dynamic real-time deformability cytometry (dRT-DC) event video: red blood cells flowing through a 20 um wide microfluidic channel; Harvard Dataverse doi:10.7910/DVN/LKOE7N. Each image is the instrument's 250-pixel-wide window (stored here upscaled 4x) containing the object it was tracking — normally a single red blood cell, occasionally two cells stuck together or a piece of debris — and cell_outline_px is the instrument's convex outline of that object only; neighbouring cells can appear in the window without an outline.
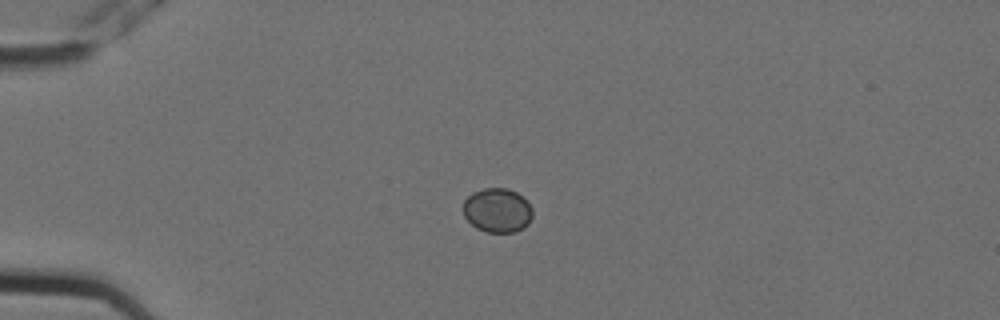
{"species": "Egyptian fruit bat (a non-hibernating species)", "species_latin": "Rousettus aegyptiacus", "temperature_condition": "cold", "stored_images_in_passage": 3, "camera_frame_rate_fps": 3000, "um_per_image_px": 0.085, "animal": {"sex": "female"}, "frame": {"image": 1, "passage_image": 2, "time_ms": 0.333, "image_size_px": [1000, 320], "cell_outline_px": [[532, 216], [528, 224], [524, 228], [516, 232], [488, 232], [476, 228], [464, 216], [464, 200], [472, 192], [484, 188], [508, 188], [516, 192], [532, 208]], "centroid_in_image_um": [42.27, 17.88], "position_along_channel_um": 42.7, "area_um2": 17.8}}